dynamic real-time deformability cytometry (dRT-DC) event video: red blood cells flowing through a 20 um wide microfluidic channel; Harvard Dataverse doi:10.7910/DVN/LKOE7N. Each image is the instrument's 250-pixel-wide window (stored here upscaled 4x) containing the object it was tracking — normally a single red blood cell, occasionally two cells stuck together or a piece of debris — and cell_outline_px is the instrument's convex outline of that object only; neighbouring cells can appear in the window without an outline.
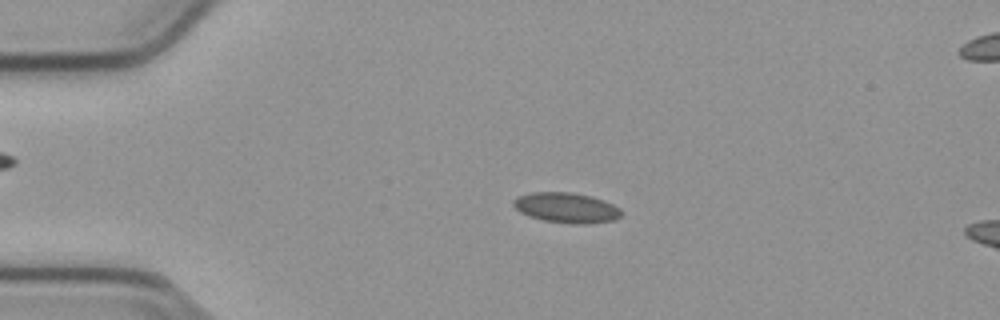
{"species": "common noctule bat (a hibernating species)", "species_latin": "Nyctalus noctula", "temperature_condition": "cold", "stored_images_in_passage": 54, "camera_frame_rate_fps": 3000, "um_per_image_px": 0.085, "animal": {"sex": "male", "body_mass_g": 23.1, "forearm_length_mm": 52.7}, "frame": {"image": 1, "passage_image": 12, "time_ms": 3.667, "image_size_px": [1000, 320], "cell_outline_px": [[620, 216], [612, 220], [584, 224], [576, 224], [544, 220], [528, 216], [520, 212], [512, 204], [512, 200], [516, 196], [532, 192], [572, 192], [592, 196], [604, 200], [620, 208]], "centroid_in_image_um": [48.1, 17.64], "position_along_channel_um": 36.9, "area_um2": 18.96}}
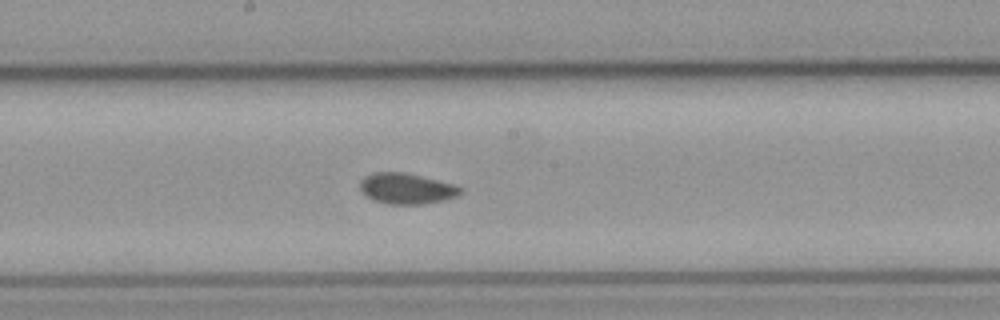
{"frame": {"image": 2, "passage_image": 29, "time_ms": 9.333, "image_size_px": [1000, 320], "cell_outline_px": [[464, 192], [456, 196], [444, 200], [420, 204], [388, 204], [372, 200], [364, 196], [360, 188], [360, 180], [364, 176], [372, 172], [404, 172], [456, 184], [464, 188]], "centroid_in_image_um": [34.55, 16.02], "position_along_channel_um": 213.6, "area_um2": 18.32}}
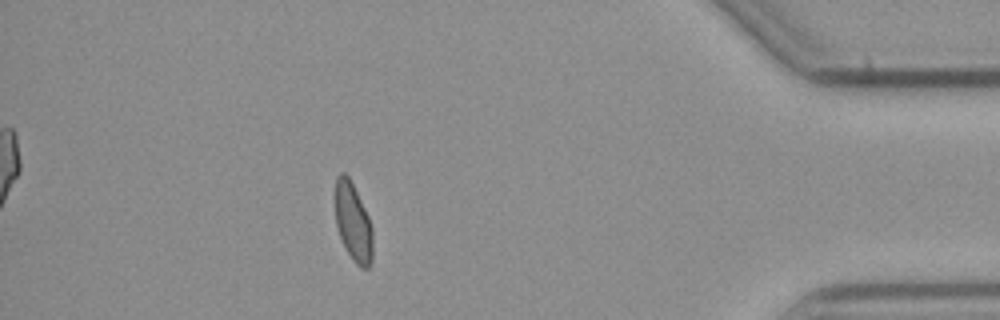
{"frame": {"image": 3, "passage_image": 48, "time_ms": 15.667, "image_size_px": [1000, 320], "cell_outline_px": [[372, 264], [368, 268], [360, 268], [352, 260], [340, 236], [336, 224], [336, 176], [340, 172], [344, 172], [348, 176], [368, 216], [372, 228]], "centroid_in_image_um": [30.03, 18.93], "position_along_channel_um": 405.2, "area_um2": 16.82}, "authors_computed_cell_mechanics": {"area_um2": 17.918, "velocity_mm_per_s": 3.7836, "shape_relaxation_time_tau1_ms": null, "shape_relaxation_time_tau2_ms": 1.5481, "deformation_change_tau1": null, "deformation_change_tau2": 0.0604}}